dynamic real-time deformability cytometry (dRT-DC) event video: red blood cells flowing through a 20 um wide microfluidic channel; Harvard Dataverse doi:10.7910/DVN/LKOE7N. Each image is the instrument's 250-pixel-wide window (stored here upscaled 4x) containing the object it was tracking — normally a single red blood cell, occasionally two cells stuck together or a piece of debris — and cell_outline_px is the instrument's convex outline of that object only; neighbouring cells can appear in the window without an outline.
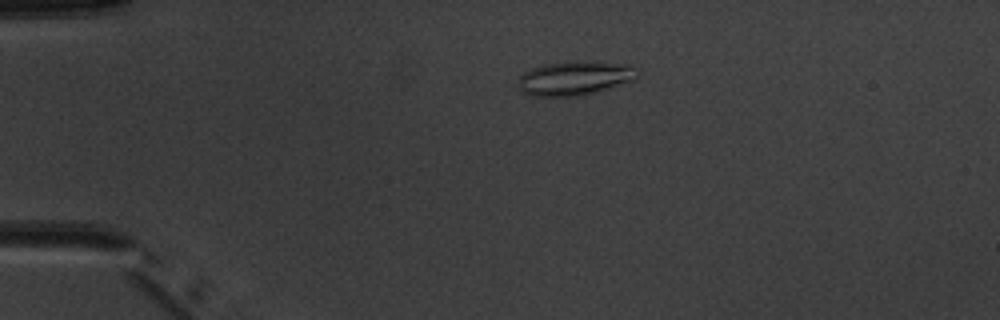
{"species": "common noctule bat (a hibernating species)", "species_latin": "Nyctalus noctula", "temperature_condition": "warm", "stored_images_in_passage": 2, "camera_frame_rate_fps": 3000, "um_per_image_px": 0.085, "animal": {"sex": "male", "body_mass_g": 20.1, "forearm_length_mm": 53.5}, "frame": {"image": 1, "passage_image": 1, "time_ms": 0.0, "image_size_px": [1000, 320], "cell_outline_px": [[640, 72], [632, 80], [580, 96], [532, 96], [524, 92], [520, 88], [520, 76], [524, 72], [532, 68], [544, 64], [576, 60], [632, 64]], "centroid_in_image_um": [48.87, 6.61], "position_along_channel_um": 36.1, "area_um2": 23.52}}